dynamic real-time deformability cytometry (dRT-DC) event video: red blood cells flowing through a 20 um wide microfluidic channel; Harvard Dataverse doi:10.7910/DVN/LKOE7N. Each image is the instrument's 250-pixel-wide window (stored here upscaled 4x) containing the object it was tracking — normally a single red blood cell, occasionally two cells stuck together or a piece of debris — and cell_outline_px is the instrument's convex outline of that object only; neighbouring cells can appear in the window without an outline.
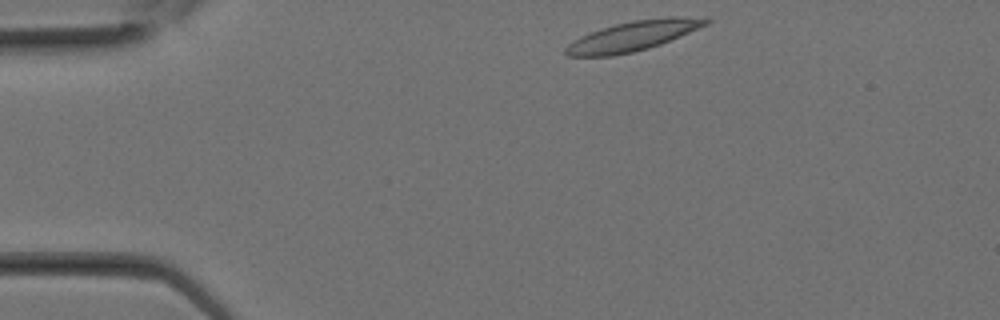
{"species": "Egyptian fruit bat (a non-hibernating species)", "species_latin": "Rousettus aegyptiacus", "temperature_condition": "room temperature", "stored_images_in_passage": 6, "camera_frame_rate_fps": 3000, "um_per_image_px": 0.085, "animal": {"sex": "female"}, "frame": {"image": 1, "passage_image": 1, "time_ms": 0.0, "image_size_px": [1000, 320], "cell_outline_px": [[712, 20], [708, 24], [680, 36], [660, 44], [648, 48], [632, 52], [612, 56], [564, 56], [564, 48], [568, 44], [600, 28], [632, 20], [668, 16], [708, 16]], "centroid_in_image_um": [53.89, 3.03], "position_along_channel_um": 31.1, "area_um2": 24.45}}
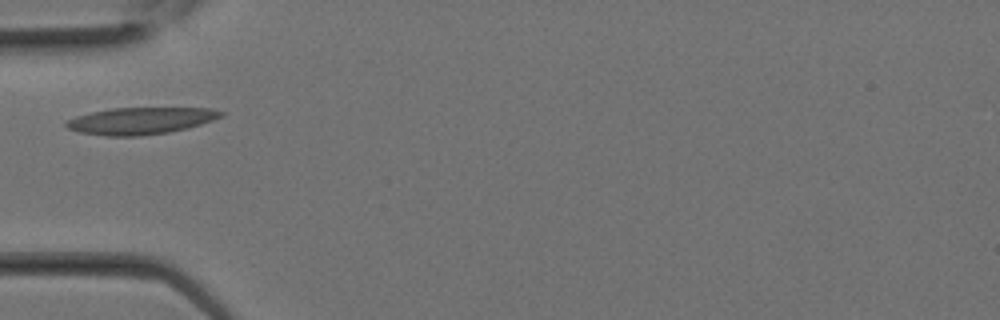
{"frame": {"image": 2, "passage_image": 5, "time_ms": 1.333, "image_size_px": [1000, 320], "cell_outline_px": [[224, 112], [220, 116], [212, 120], [188, 128], [168, 132], [140, 136], [108, 136], [80, 132], [68, 128], [64, 124], [68, 120], [76, 116], [92, 112], [112, 108], [212, 108]], "centroid_in_image_um": [11.94, 10.26], "position_along_channel_um": 73.1, "area_um2": 23.99}}